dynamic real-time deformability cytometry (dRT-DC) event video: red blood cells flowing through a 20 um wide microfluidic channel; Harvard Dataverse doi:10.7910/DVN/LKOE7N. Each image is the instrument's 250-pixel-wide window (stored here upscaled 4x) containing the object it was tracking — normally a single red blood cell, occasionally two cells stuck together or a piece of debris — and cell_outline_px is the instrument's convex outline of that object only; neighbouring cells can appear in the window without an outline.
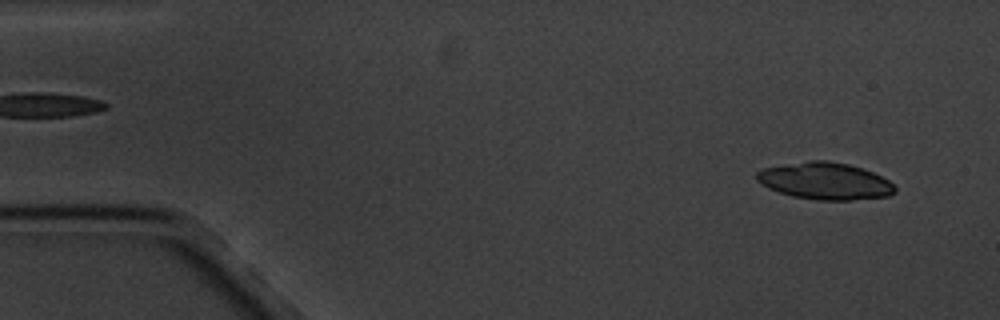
{"species": "common noctule bat (a hibernating species)", "species_latin": "Nyctalus noctula", "temperature_condition": "cold", "stored_images_in_passage": 6, "camera_frame_rate_fps": 3000, "um_per_image_px": 0.085, "animal": {"sex": "male", "body_mass_g": 20.1, "forearm_length_mm": 53.5}, "frame": {"image": 1, "passage_image": 2, "time_ms": 1.0, "image_size_px": [1000, 320], "cell_outline_px": [[896, 192], [888, 196], [852, 200], [816, 200], [792, 196], [768, 188], [756, 180], [756, 172], [764, 168], [808, 160], [828, 160], [848, 164], [872, 172], [888, 180], [896, 188]], "centroid_in_image_um": [70.12, 15.39], "position_along_channel_um": 14.9, "area_um2": 29.71}}